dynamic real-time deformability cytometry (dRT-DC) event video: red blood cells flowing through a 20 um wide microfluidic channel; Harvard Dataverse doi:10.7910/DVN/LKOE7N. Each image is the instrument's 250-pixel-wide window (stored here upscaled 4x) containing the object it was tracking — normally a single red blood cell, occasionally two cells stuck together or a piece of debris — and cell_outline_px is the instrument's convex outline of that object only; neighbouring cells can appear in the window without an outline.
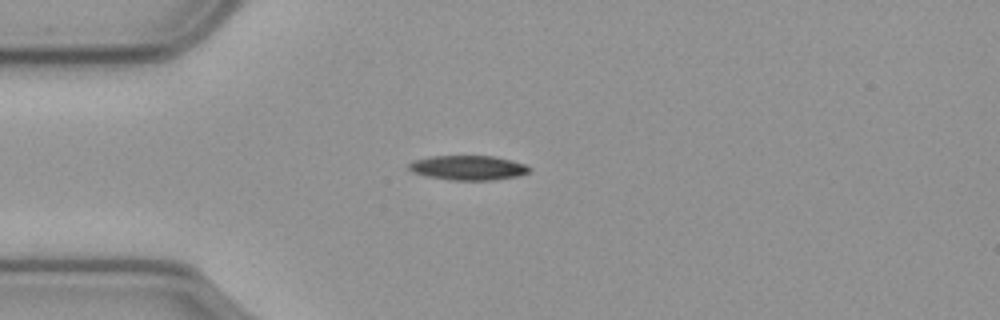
{"species": "common noctule bat (a hibernating species)", "species_latin": "Nyctalus noctula", "temperature_condition": "cold", "stored_images_in_passage": 44, "camera_frame_rate_fps": 3000, "um_per_image_px": 0.085, "animal": {"sex": "male", "body_mass_g": 23.1, "forearm_length_mm": 52.7}, "frame": {"image": 1, "passage_image": 1, "time_ms": 0.0, "image_size_px": [1000, 320], "cell_outline_px": [[532, 168], [528, 172], [516, 176], [492, 180], [452, 180], [428, 176], [412, 172], [408, 168], [408, 164], [412, 160], [432, 156], [492, 156], [524, 164]], "centroid_in_image_um": [39.74, 14.26], "position_along_channel_um": 45.3, "area_um2": 17.05}}
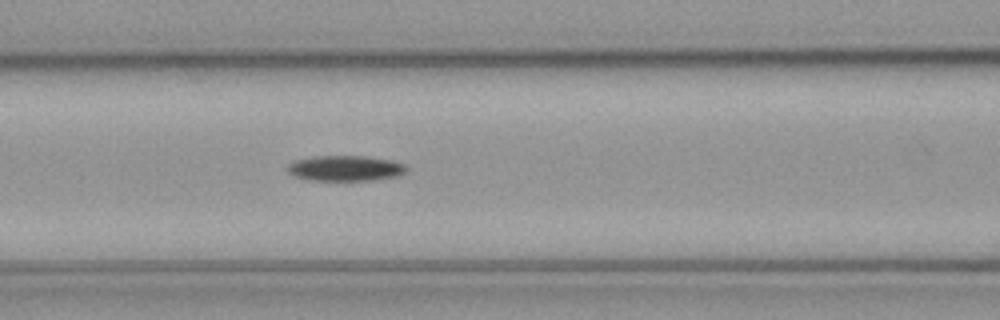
{"frame": {"image": 2, "passage_image": 10, "time_ms": 3.0, "image_size_px": [1000, 320], "cell_outline_px": [[408, 168], [404, 172], [396, 176], [372, 180], [308, 180], [296, 176], [288, 172], [288, 164], [296, 160], [312, 156], [368, 156], [388, 160], [404, 164]], "centroid_in_image_um": [29.33, 14.3], "position_along_channel_um": 137.3, "area_um2": 17.46}}
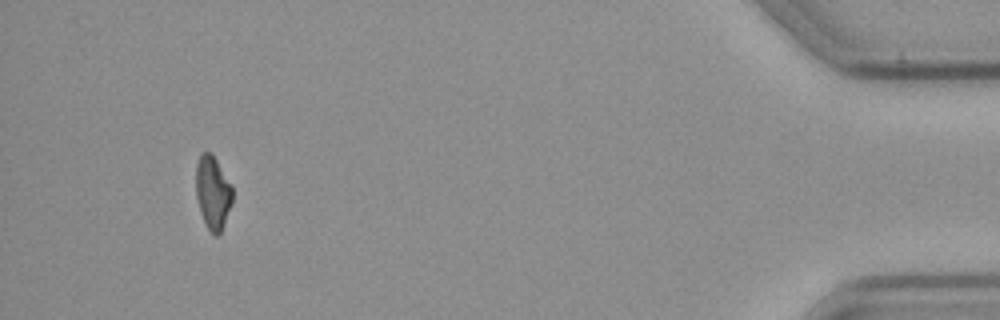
{"frame": {"image": 3, "passage_image": 40, "time_ms": 13.0, "image_size_px": [1000, 320], "cell_outline_px": [[232, 204], [220, 232], [216, 236], [208, 228], [200, 212], [196, 196], [196, 164], [200, 156], [204, 152], [212, 152], [232, 184]], "centroid_in_image_um": [18.09, 16.32], "position_along_channel_um": 417.1, "area_um2": 15.55}, "authors_computed_cell_mechanics": {"area_um2": 17.1955, "velocity_mm_per_s": 3.5774, "shape_relaxation_time_tau1_ms": 4.9046, "shape_relaxation_time_tau2_ms": null, "deformation_change_tau1": 0.1368, "deformation_change_tau2": null}}